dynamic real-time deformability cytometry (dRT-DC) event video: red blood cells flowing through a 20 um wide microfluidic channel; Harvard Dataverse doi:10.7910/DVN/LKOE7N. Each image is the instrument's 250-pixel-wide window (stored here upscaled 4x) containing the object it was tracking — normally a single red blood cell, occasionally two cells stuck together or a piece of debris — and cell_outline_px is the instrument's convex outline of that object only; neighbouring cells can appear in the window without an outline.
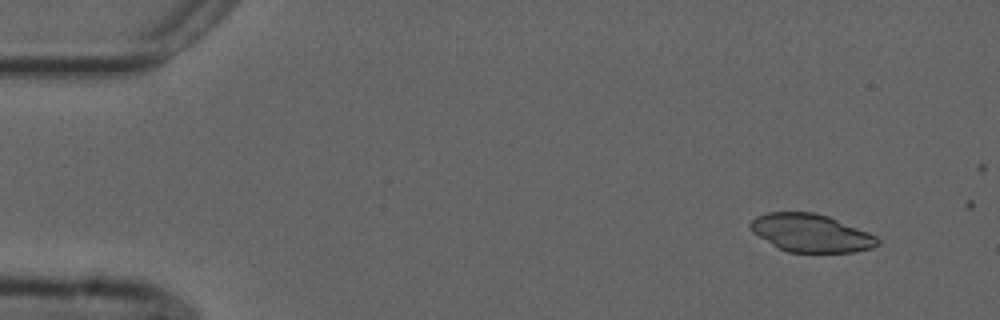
{"species": "common noctule bat (a hibernating species)", "species_latin": "Nyctalus noctula", "temperature_condition": "cold", "stored_images_in_passage": 4, "camera_frame_rate_fps": 3000, "um_per_image_px": 0.085, "animal": {"sex": "male", "forearm_length_mm": 52.5}, "frame": {"image": 1, "passage_image": 1, "time_ms": 0.0, "image_size_px": [1000, 320], "cell_outline_px": [[880, 244], [872, 248], [852, 252], [788, 252], [772, 244], [752, 232], [748, 228], [748, 224], [756, 216], [768, 212], [816, 212], [828, 216], [868, 232], [876, 236], [880, 240]], "centroid_in_image_um": [68.92, 19.8], "position_along_channel_um": 16.1, "area_um2": 28.09}}